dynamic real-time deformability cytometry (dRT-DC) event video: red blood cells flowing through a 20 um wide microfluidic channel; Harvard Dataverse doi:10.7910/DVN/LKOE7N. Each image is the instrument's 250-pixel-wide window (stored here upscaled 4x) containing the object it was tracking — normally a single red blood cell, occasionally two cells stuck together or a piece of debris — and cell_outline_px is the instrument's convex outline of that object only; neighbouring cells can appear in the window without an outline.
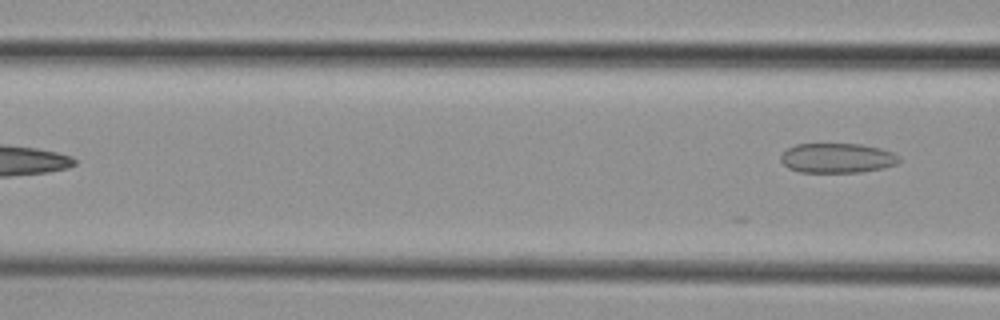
{"species": "common noctule bat (a hibernating species)", "species_latin": "Nyctalus noctula", "temperature_condition": "cold", "stored_images_in_passage": 7, "camera_frame_rate_fps": 3000, "um_per_image_px": 0.085, "animal": {"sex": "female", "body_mass_g": 29.2, "forearm_length_mm": 56.3}, "frame": {"image": 1, "passage_image": 7, "time_ms": 7.0, "image_size_px": [1000, 320], "cell_outline_px": [[900, 160], [896, 164], [880, 168], [860, 172], [800, 172], [788, 168], [780, 160], [780, 156], [788, 148], [796, 144], [860, 144], [880, 148], [892, 152], [900, 156]], "centroid_in_image_um": [71.15, 13.43], "position_along_channel_um": 95.5, "area_um2": 20.4}}